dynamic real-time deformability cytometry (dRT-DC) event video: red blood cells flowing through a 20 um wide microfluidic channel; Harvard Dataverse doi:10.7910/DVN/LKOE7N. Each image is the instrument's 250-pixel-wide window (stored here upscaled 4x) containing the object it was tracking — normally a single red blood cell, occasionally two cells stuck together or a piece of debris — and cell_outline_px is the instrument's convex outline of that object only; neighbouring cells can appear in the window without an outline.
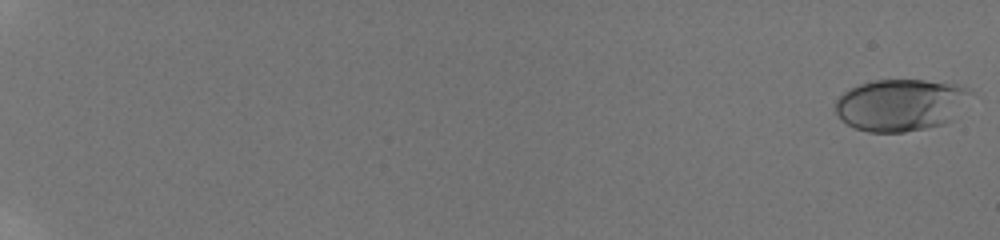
{"species": "human", "species_latin": "Homo sapiens", "temperature_condition": "room temperature", "stored_images_in_passage": 24, "camera_frame_rate_fps": 3000, "um_per_image_px": 0.085, "donor": {"sex": "male"}, "frame": {"image": 1, "passage_image": 1, "time_ms": 0.0, "image_size_px": [1000, 240], "cell_outline_px": [[972, 92], [952, 120], [944, 124], [904, 132], [868, 132], [856, 128], [848, 124], [836, 112], [836, 100], [848, 88], [872, 80], [924, 80], [960, 84], [972, 88]], "centroid_in_image_um": [76.58, 8.9], "position_along_channel_um": 8.4, "area_um2": 40.92}}
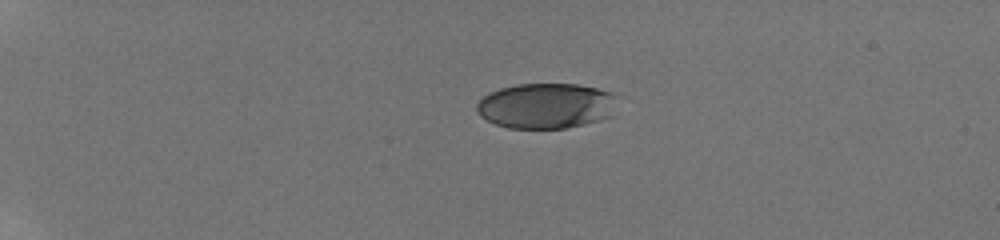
{"frame": {"image": 2, "passage_image": 15, "time_ms": 5.0, "image_size_px": [1000, 240], "cell_outline_px": [[612, 116], [600, 120], [584, 124], [564, 128], [508, 128], [496, 124], [480, 116], [476, 112], [476, 104], [488, 92], [500, 88], [516, 84], [576, 84], [596, 88], [608, 92], [612, 96]], "centroid_in_image_um": [46.33, 8.99], "position_along_channel_um": 38.7, "area_um2": 36.82}}
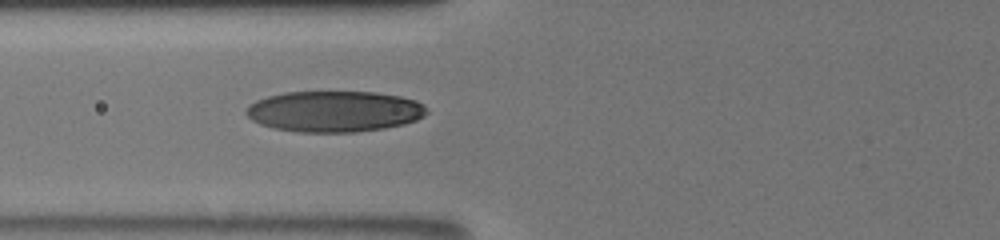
{"frame": {"image": 3, "passage_image": 24, "time_ms": 8.667, "image_size_px": [1000, 240], "cell_outline_px": [[428, 112], [424, 116], [416, 120], [404, 124], [384, 128], [356, 132], [300, 132], [272, 128], [260, 124], [252, 120], [244, 112], [256, 100], [268, 96], [284, 92], [376, 92], [400, 96], [416, 100], [424, 104]], "centroid_in_image_um": [28.44, 9.47], "position_along_channel_um": 97.4, "area_um2": 43.23}}